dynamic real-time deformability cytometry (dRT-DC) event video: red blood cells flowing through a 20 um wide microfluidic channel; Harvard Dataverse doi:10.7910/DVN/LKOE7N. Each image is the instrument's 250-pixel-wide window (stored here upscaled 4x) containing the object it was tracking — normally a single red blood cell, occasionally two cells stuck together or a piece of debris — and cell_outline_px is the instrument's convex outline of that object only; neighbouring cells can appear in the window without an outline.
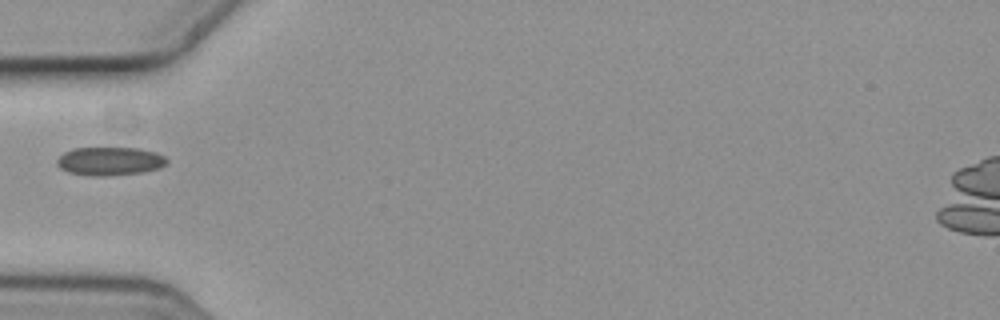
{"species": "common noctule bat (a hibernating species)", "species_latin": "Nyctalus noctula", "temperature_condition": "cold", "stored_images_in_passage": 1, "camera_frame_rate_fps": 3000, "um_per_image_px": 0.085, "animal": {"sex": "female", "body_mass_g": 19.3, "forearm_length_mm": 54.1}, "frame": {"image": 1, "passage_image": 1, "time_ms": 0.0, "image_size_px": [1000, 320], "cell_outline_px": [[168, 164], [160, 168], [140, 172], [100, 176], [92, 176], [68, 172], [60, 168], [56, 164], [56, 160], [64, 152], [72, 148], [140, 148], [156, 152], [164, 156], [168, 160]], "centroid_in_image_um": [9.34, 13.69], "position_along_channel_um": 75.7, "area_um2": 18.21}}